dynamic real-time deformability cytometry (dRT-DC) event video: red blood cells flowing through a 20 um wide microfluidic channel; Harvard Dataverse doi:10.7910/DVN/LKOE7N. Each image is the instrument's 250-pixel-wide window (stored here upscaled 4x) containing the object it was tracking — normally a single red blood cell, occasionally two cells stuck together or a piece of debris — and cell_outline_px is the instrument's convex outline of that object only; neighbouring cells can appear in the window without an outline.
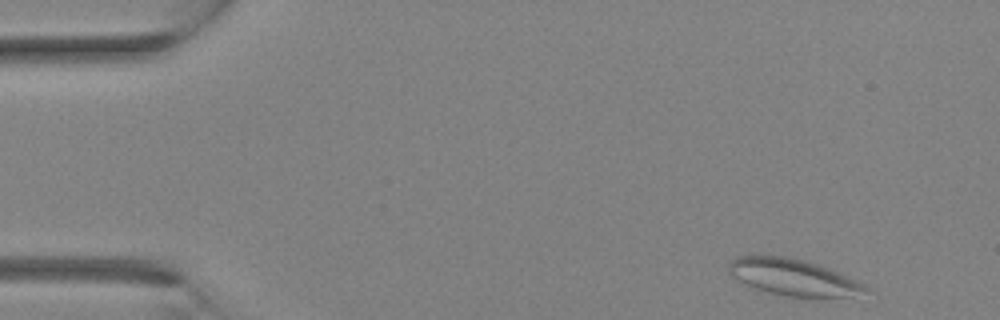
{"species": "Egyptian fruit bat (a non-hibernating species)", "species_latin": "Rousettus aegyptiacus", "temperature_condition": "room temperature", "stored_images_in_passage": 31, "camera_frame_rate_fps": 3000, "um_per_image_px": 0.085, "animal": {"sex": "female"}, "frame": {"image": 1, "passage_image": 1, "time_ms": 0.0, "image_size_px": [1000, 320], "cell_outline_px": [[872, 288], [848, 296], [784, 296], [744, 288], [732, 276], [728, 268], [728, 264], [736, 256], [752, 252], [788, 256], [804, 260], [840, 272]], "centroid_in_image_um": [67.23, 23.51], "position_along_channel_um": 17.8, "area_um2": 30.0}}
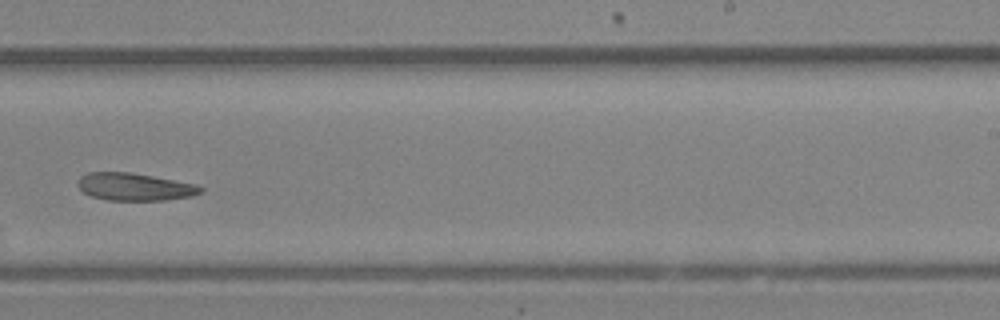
{"frame": {"image": 2, "passage_image": 19, "time_ms": 6.0, "image_size_px": [1000, 320], "cell_outline_px": [[204, 192], [192, 196], [164, 200], [108, 200], [92, 196], [84, 192], [76, 184], [76, 180], [80, 176], [88, 172], [128, 172], [152, 176], [196, 184], [204, 188]], "centroid_in_image_um": [11.44, 15.87], "position_along_channel_um": 277.6, "area_um2": 19.71}}
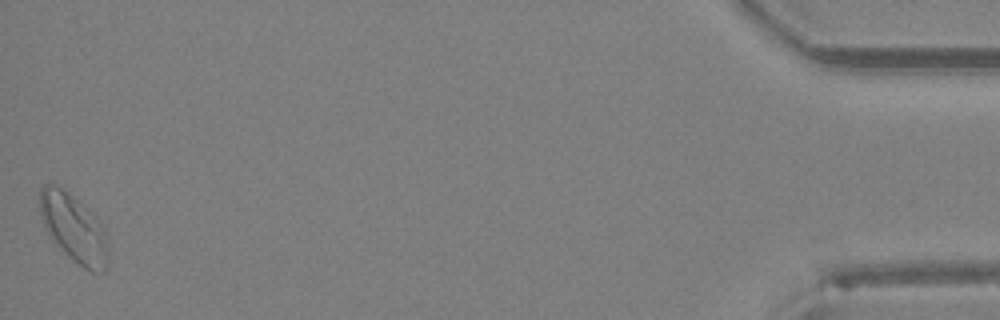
{"frame": {"image": 3, "passage_image": 31, "time_ms": 10.0, "image_size_px": [1000, 320], "cell_outline_px": [[108, 268], [104, 272], [92, 272], [84, 268], [72, 260], [64, 252], [48, 232], [44, 224], [36, 200], [40, 188], [44, 184], [56, 184], [68, 192], [92, 212], [108, 232]], "centroid_in_image_um": [6.3, 19.38], "position_along_channel_um": 428.9, "area_um2": 27.57}}